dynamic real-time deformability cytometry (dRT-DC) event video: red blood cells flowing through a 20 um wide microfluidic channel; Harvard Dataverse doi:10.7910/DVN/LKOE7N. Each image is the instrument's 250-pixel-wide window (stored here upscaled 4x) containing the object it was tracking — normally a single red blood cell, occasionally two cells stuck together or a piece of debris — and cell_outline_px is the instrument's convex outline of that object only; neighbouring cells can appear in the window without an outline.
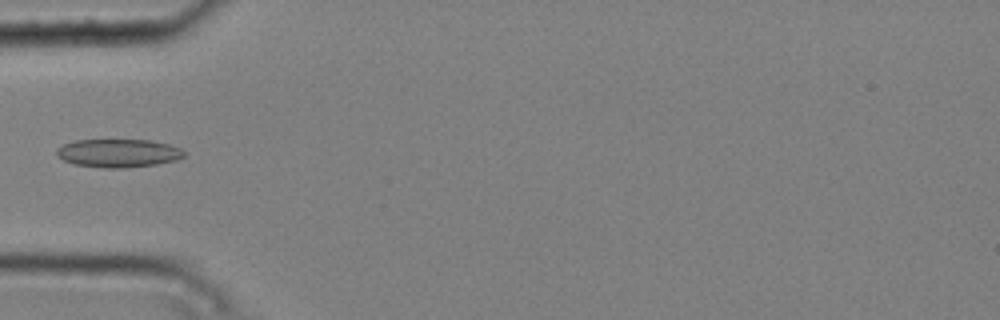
{"species": "common noctule bat (a hibernating species)", "species_latin": "Nyctalus noctula", "temperature_condition": "cold", "stored_images_in_passage": 6, "camera_frame_rate_fps": 3000, "um_per_image_px": 0.085, "animal": {"sex": "male", "body_mass_g": 20.4}, "frame": {"image": 1, "passage_image": 5, "time_ms": 1.333, "image_size_px": [1000, 320], "cell_outline_px": [[184, 156], [176, 160], [156, 164], [124, 168], [104, 168], [72, 164], [56, 156], [56, 148], [64, 144], [76, 140], [152, 140], [168, 144], [180, 148], [184, 152]], "centroid_in_image_um": [10.02, 13.02], "position_along_channel_um": 75.0, "area_um2": 21.04}}
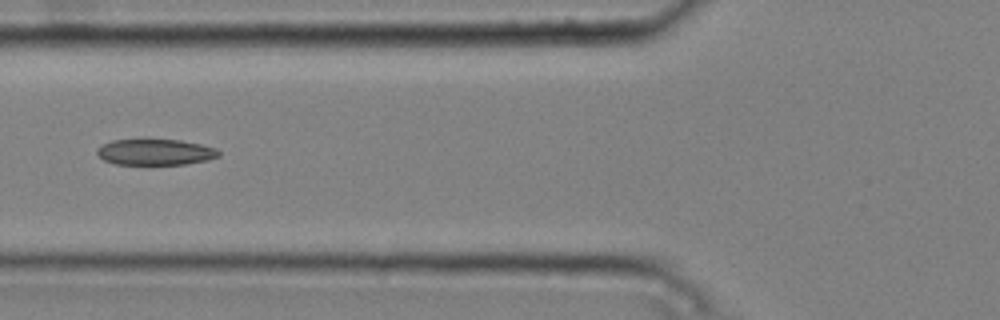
{"frame": {"image": 2, "passage_image": 6, "time_ms": 1.667, "image_size_px": [1000, 320], "cell_outline_px": [[220, 156], [208, 160], [184, 164], [116, 164], [104, 160], [96, 152], [96, 148], [112, 140], [180, 140], [200, 144], [216, 148], [220, 152]], "centroid_in_image_um": [13.22, 12.93], "position_along_channel_um": 112.6, "area_um2": 18.26}}